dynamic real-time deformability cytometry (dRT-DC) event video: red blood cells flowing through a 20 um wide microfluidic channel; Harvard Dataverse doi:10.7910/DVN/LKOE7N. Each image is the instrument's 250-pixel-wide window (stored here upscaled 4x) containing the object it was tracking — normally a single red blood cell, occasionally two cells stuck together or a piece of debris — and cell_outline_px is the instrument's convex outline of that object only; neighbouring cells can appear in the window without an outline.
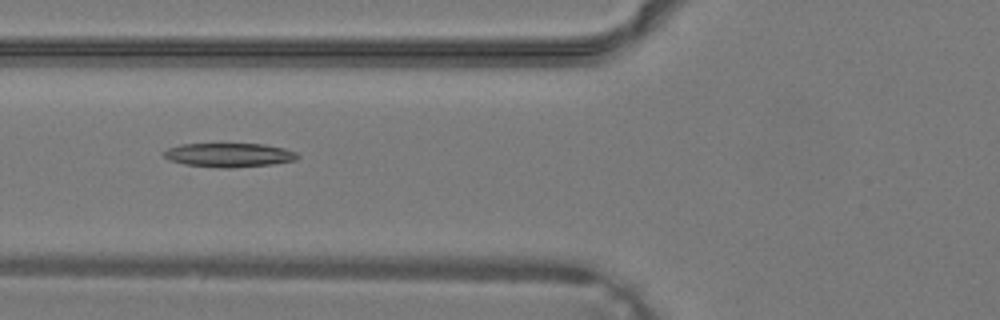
{"species": "common noctule bat (a hibernating species)", "species_latin": "Nyctalus noctula", "temperature_condition": "warm", "stored_images_in_passage": 27, "camera_frame_rate_fps": 3000, "um_per_image_px": 0.085, "animal": {"sex": "male", "body_mass_g": 19.2, "forearm_length_mm": 51.8}, "frame": {"image": 1, "passage_image": 3, "time_ms": 0.667, "image_size_px": [1000, 320], "cell_outline_px": [[300, 156], [296, 160], [272, 164], [232, 168], [220, 168], [184, 164], [168, 160], [164, 156], [164, 152], [168, 148], [180, 144], [264, 144], [284, 148], [296, 152]], "centroid_in_image_um": [19.48, 13.18], "position_along_channel_um": 106.3, "area_um2": 18.73}}
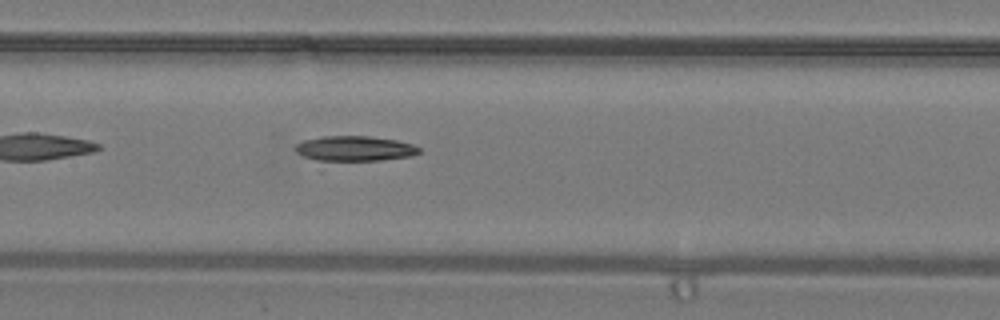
{"frame": {"image": 2, "passage_image": 7, "time_ms": 2.0, "image_size_px": [1000, 320], "cell_outline_px": [[420, 152], [412, 156], [380, 160], [316, 160], [304, 156], [296, 152], [296, 144], [304, 140], [324, 136], [368, 136], [396, 140], [412, 144], [420, 148]], "centroid_in_image_um": [30.17, 12.62], "position_along_channel_um": 177.2, "area_um2": 17.86}}
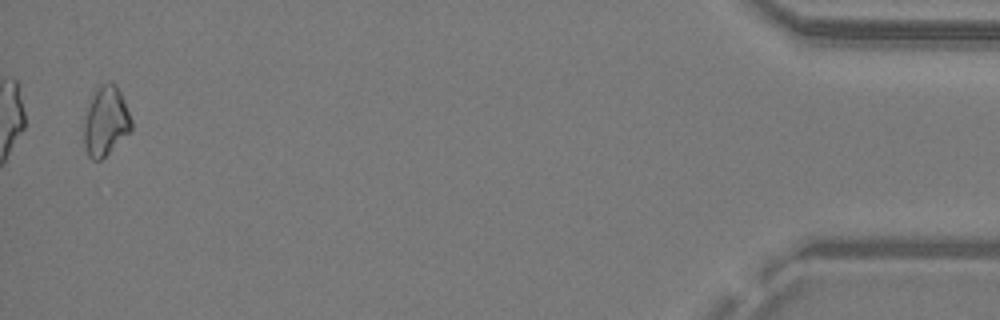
{"frame": {"image": 3, "passage_image": 26, "time_ms": 8.333, "image_size_px": [1000, 320], "cell_outline_px": [[132, 128], [100, 160], [92, 160], [88, 156], [84, 148], [84, 116], [92, 92], [100, 84], [112, 80], [116, 84], [124, 100], [132, 120]], "centroid_in_image_um": [8.95, 10.24], "position_along_channel_um": 426.3, "area_um2": 19.25}}